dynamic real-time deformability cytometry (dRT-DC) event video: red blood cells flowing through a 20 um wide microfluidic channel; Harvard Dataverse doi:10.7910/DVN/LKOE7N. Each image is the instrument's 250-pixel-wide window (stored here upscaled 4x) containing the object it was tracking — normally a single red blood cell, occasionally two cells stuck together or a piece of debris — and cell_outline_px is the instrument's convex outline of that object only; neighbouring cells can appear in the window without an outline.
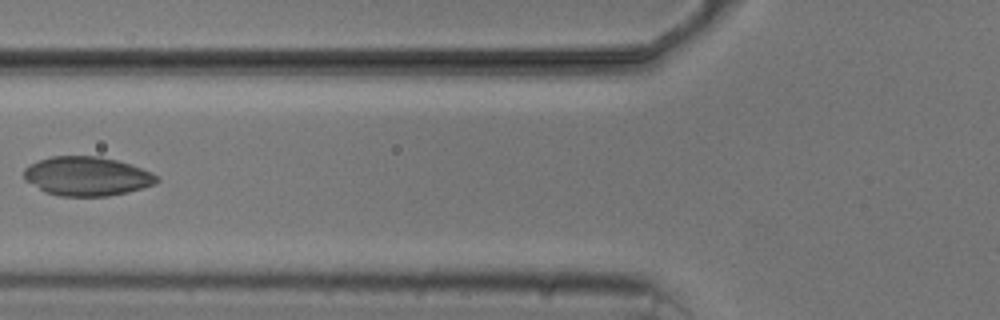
{"species": "common noctule bat (a hibernating species)", "species_latin": "Nyctalus noctula", "temperature_condition": "cold", "stored_images_in_passage": 7, "camera_frame_rate_fps": 3000, "um_per_image_px": 0.085, "animal": {"sex": "male", "body_mass_g": 20.5, "forearm_length_mm": 52.5}, "frame": {"image": 1, "passage_image": 5, "time_ms": 5.667, "image_size_px": [1000, 320], "cell_outline_px": [[160, 180], [156, 184], [128, 192], [108, 196], [60, 196], [44, 192], [24, 180], [24, 168], [40, 160], [52, 156], [100, 156], [132, 164], [152, 172], [160, 176]], "centroid_in_image_um": [7.43, 14.98], "position_along_channel_um": 118.4, "area_um2": 30.52}}
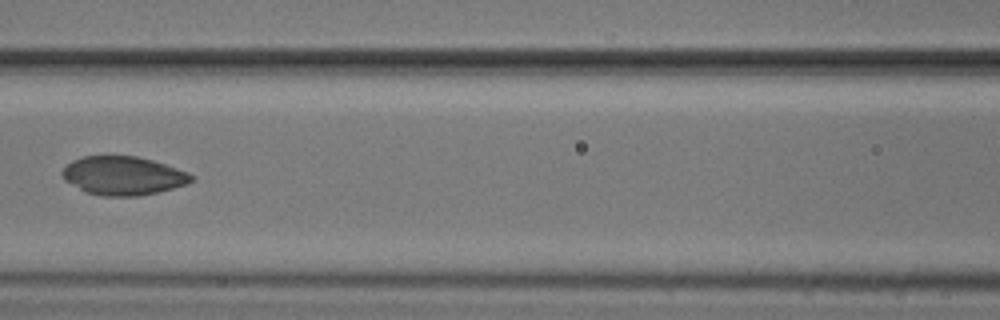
{"frame": {"image": 2, "passage_image": 6, "time_ms": 6.667, "image_size_px": [1000, 320], "cell_outline_px": [[196, 176], [188, 184], [156, 192], [136, 196], [100, 196], [84, 192], [64, 180], [60, 172], [72, 160], [84, 156], [136, 156], [152, 160], [188, 172]], "centroid_in_image_um": [10.44, 14.94], "position_along_channel_um": 156.2, "area_um2": 29.07}}
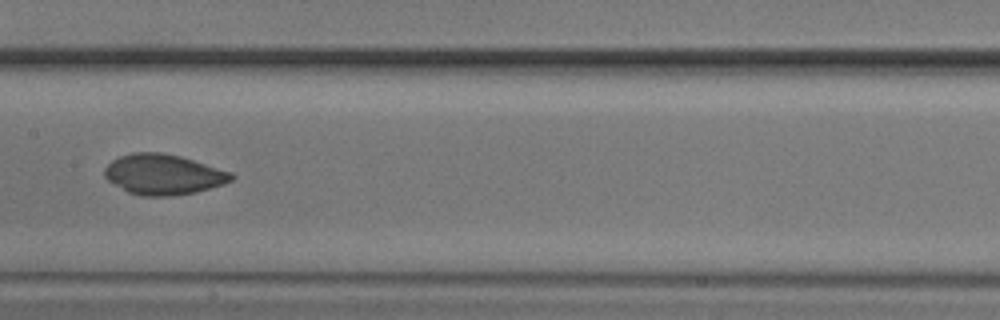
{"frame": {"image": 3, "passage_image": 7, "time_ms": 7.667, "image_size_px": [1000, 320], "cell_outline_px": [[236, 176], [232, 180], [224, 184], [196, 192], [168, 196], [140, 196], [128, 192], [108, 180], [104, 176], [104, 168], [112, 160], [120, 156], [132, 152], [164, 152], [180, 156], [232, 172]], "centroid_in_image_um": [13.89, 14.82], "position_along_channel_um": 193.5, "area_um2": 29.88}}